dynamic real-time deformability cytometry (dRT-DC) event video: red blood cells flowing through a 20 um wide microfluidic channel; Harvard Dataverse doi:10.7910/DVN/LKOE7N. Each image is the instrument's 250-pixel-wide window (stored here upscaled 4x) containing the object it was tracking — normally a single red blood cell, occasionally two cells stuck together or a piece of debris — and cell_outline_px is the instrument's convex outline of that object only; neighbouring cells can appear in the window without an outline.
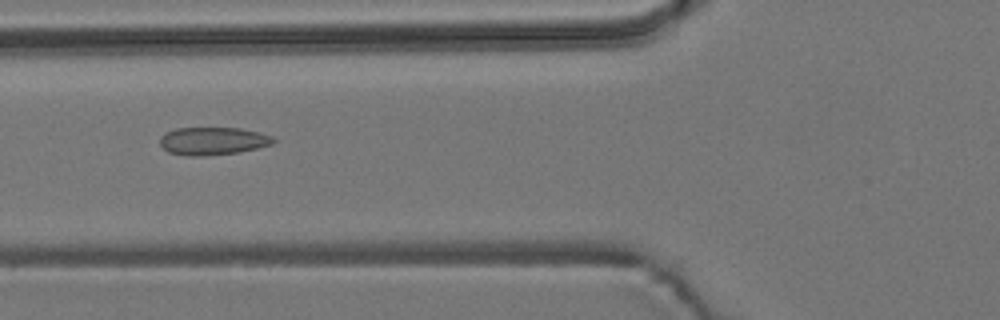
{"species": "common noctule bat (a hibernating species)", "species_latin": "Nyctalus noctula", "temperature_condition": "room temperature", "stored_images_in_passage": 8, "camera_frame_rate_fps": 3000, "um_per_image_px": 0.085, "animal": {"sex": "male", "body_mass_g": 19.2, "forearm_length_mm": 51.8}, "frame": {"image": 1, "passage_image": 3, "time_ms": 3.0, "image_size_px": [1000, 320], "cell_outline_px": [[276, 140], [272, 144], [240, 152], [204, 156], [188, 156], [168, 152], [160, 144], [160, 136], [176, 128], [240, 128], [260, 132], [272, 136]], "centroid_in_image_um": [18.1, 11.99], "position_along_channel_um": 107.7, "area_um2": 18.38}}
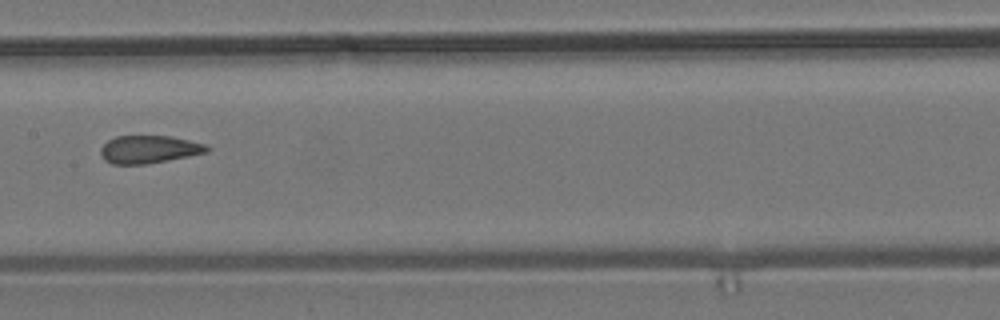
{"frame": {"image": 2, "passage_image": 5, "time_ms": 5.333, "image_size_px": [1000, 320], "cell_outline_px": [[212, 148], [208, 152], [168, 160], [144, 164], [112, 164], [104, 160], [100, 156], [100, 148], [108, 140], [116, 136], [172, 136], [204, 144]], "centroid_in_image_um": [12.64, 12.69], "position_along_channel_um": 194.8, "area_um2": 17.22}}
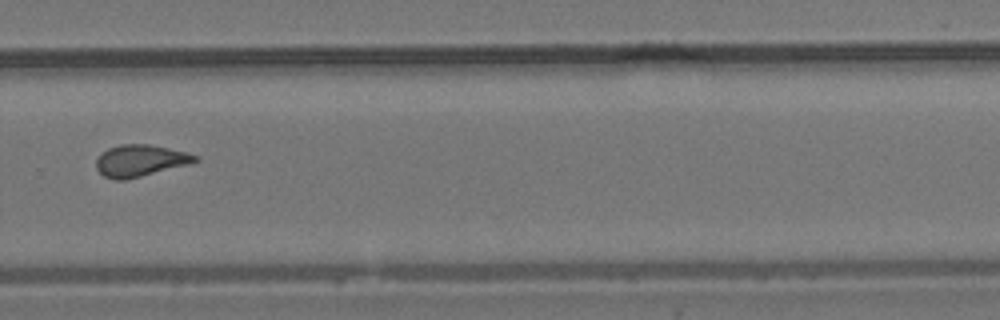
{"frame": {"image": 3, "passage_image": 8, "time_ms": 8.667, "image_size_px": [1000, 320], "cell_outline_px": [[200, 160], [192, 164], [124, 180], [116, 180], [104, 176], [96, 168], [96, 160], [108, 148], [120, 144], [148, 144], [168, 148], [200, 156]], "centroid_in_image_um": [11.96, 13.66], "position_along_channel_um": 317.8, "area_um2": 18.26}}